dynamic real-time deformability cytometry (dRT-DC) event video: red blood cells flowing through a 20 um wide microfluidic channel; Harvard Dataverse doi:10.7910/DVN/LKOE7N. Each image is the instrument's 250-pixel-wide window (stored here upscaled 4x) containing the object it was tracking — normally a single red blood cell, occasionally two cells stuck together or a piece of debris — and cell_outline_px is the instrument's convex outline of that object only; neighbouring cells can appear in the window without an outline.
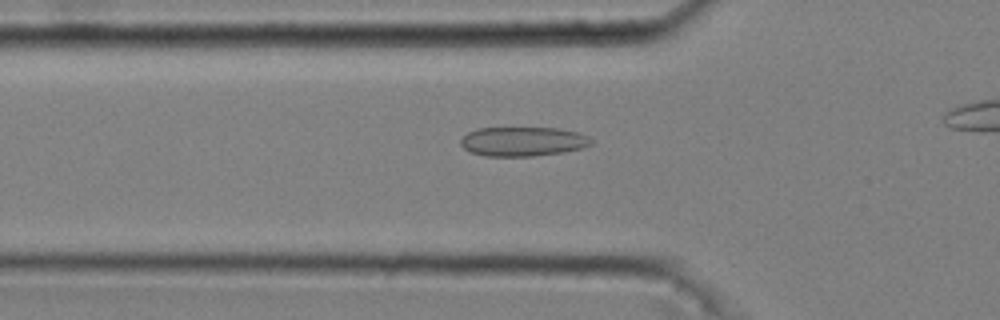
{"species": "common noctule bat (a hibernating species)", "species_latin": "Nyctalus noctula", "temperature_condition": "cold", "stored_images_in_passage": 35, "camera_frame_rate_fps": 3000, "um_per_image_px": 0.085, "animal": {"sex": "male", "body_mass_g": 20.4}, "frame": {"image": 1, "passage_image": 9, "time_ms": 2.667, "image_size_px": [1000, 320], "cell_outline_px": [[592, 144], [580, 148], [564, 152], [532, 156], [484, 156], [468, 152], [460, 144], [460, 140], [468, 132], [476, 128], [560, 128], [576, 132], [588, 136], [592, 140]], "centroid_in_image_um": [44.41, 12.03], "position_along_channel_um": 81.4, "area_um2": 22.37}}
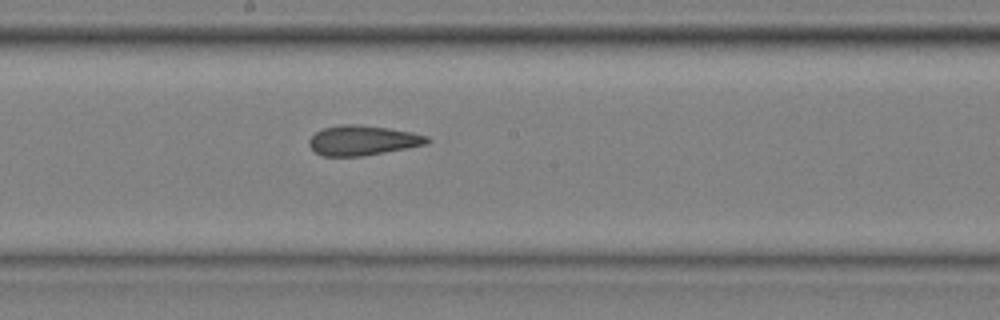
{"frame": {"image": 2, "passage_image": 20, "time_ms": 6.333, "image_size_px": [1000, 320], "cell_outline_px": [[432, 140], [428, 144], [408, 148], [364, 156], [320, 156], [308, 144], [308, 140], [316, 132], [324, 128], [340, 124], [360, 124], [388, 128], [412, 132], [428, 136]], "centroid_in_image_um": [30.85, 11.93], "position_along_channel_um": 217.3, "area_um2": 20.75}}
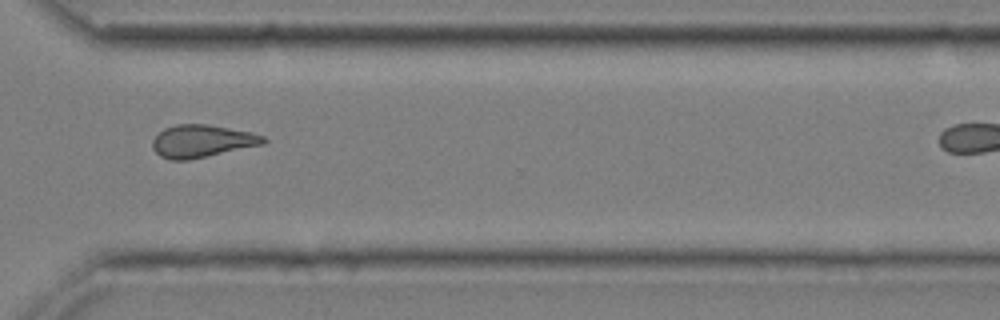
{"frame": {"image": 3, "passage_image": 31, "time_ms": 10.0, "image_size_px": [1000, 320], "cell_outline_px": [[268, 140], [264, 144], [188, 160], [168, 160], [160, 156], [152, 148], [152, 140], [164, 128], [176, 124], [208, 124], [252, 132], [264, 136]], "centroid_in_image_um": [17.16, 11.99], "position_along_channel_um": 353.4, "area_um2": 21.1}}